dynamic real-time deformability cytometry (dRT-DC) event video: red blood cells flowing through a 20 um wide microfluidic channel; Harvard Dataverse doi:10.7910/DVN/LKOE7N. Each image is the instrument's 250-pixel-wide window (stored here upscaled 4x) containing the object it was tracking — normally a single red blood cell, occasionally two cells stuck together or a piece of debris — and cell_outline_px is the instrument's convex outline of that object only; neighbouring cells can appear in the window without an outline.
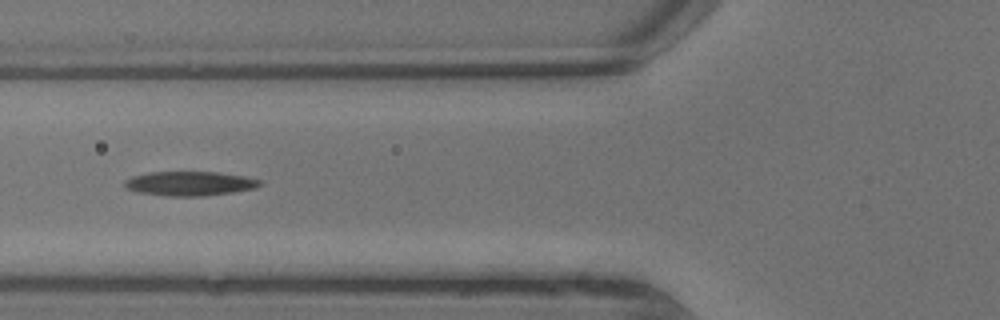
{"species": "common noctule bat (a hibernating species)", "species_latin": "Nyctalus noctula", "temperature_condition": "warm", "stored_images_in_passage": 11, "segment_of_instrument_passage": [2, 2], "camera_frame_rate_fps": 3000, "um_per_image_px": 0.085, "animal": {"sex": "male", "body_mass_g": 13.3}, "frame": {"image": 1, "passage_image": 8, "time_ms": 2.333, "image_size_px": [1000, 320], "cell_outline_px": [[264, 184], [256, 188], [232, 192], [204, 196], [168, 196], [140, 192], [124, 188], [124, 180], [132, 176], [148, 172], [216, 172], [244, 176], [260, 180]], "centroid_in_image_um": [16.12, 15.6], "position_along_channel_um": 109.7, "area_um2": 19.19}}
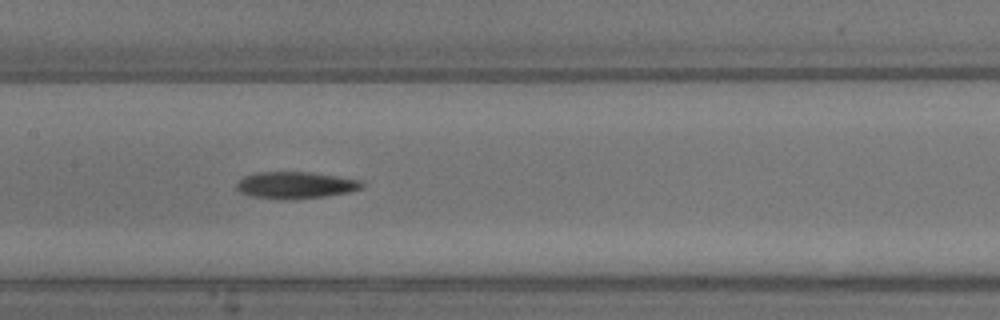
{"frame": {"image": 2, "passage_image": 10, "time_ms": 3.0, "image_size_px": [1000, 320], "cell_outline_px": [[364, 188], [348, 192], [324, 196], [292, 200], [284, 200], [252, 196], [240, 192], [236, 188], [236, 184], [244, 176], [256, 172], [312, 172], [364, 180]], "centroid_in_image_um": [25.16, 15.73], "position_along_channel_um": 182.2, "area_um2": 19.83}}
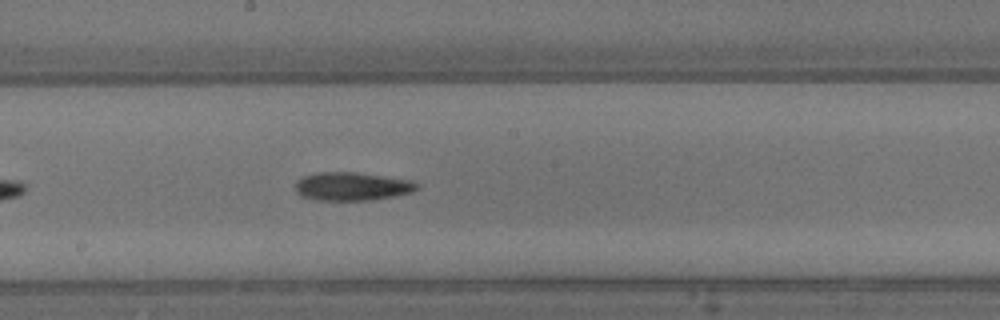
{"frame": {"image": 3, "passage_image": 11, "time_ms": 3.333, "image_size_px": [1000, 320], "cell_outline_px": [[420, 188], [412, 192], [392, 196], [368, 200], [316, 200], [300, 196], [296, 192], [296, 180], [304, 176], [316, 172], [356, 172], [412, 180], [420, 184]], "centroid_in_image_um": [29.92, 15.83], "position_along_channel_um": 218.3, "area_um2": 20.17}}